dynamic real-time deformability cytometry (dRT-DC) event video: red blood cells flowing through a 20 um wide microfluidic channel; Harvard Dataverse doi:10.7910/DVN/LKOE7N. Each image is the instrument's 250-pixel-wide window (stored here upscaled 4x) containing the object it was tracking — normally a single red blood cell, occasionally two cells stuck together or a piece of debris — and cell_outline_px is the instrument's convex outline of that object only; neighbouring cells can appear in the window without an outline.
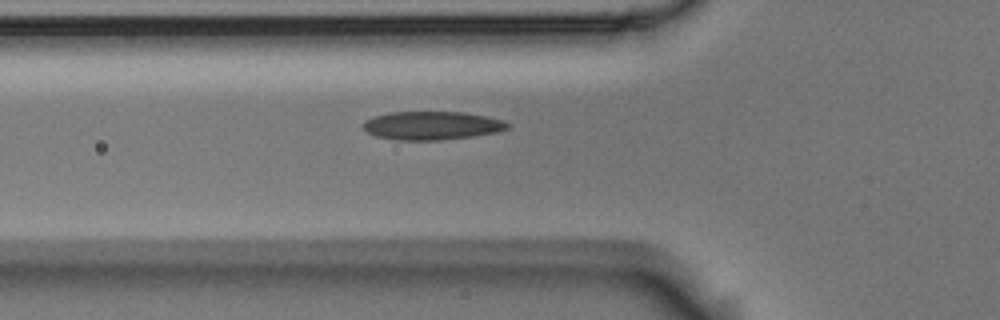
{"species": "Egyptian fruit bat (a non-hibernating species)", "species_latin": "Rousettus aegyptiacus", "temperature_condition": "room temperature", "stored_images_in_passage": 3, "camera_frame_rate_fps": 3000, "um_per_image_px": 0.085, "animal": {"sex": "male"}, "frame": {"image": 1, "passage_image": 3, "time_ms": 0.667, "image_size_px": [1000, 320], "cell_outline_px": [[512, 124], [508, 128], [496, 132], [472, 136], [440, 140], [396, 140], [376, 136], [368, 132], [364, 128], [364, 120], [372, 116], [388, 112], [464, 112], [504, 120]], "centroid_in_image_um": [36.7, 10.66], "position_along_channel_um": 89.1, "area_um2": 23.93}}